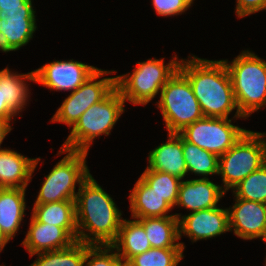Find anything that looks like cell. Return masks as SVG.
<instances>
[{
	"instance_id": "obj_25",
	"label": "cell",
	"mask_w": 266,
	"mask_h": 266,
	"mask_svg": "<svg viewBox=\"0 0 266 266\" xmlns=\"http://www.w3.org/2000/svg\"><path fill=\"white\" fill-rule=\"evenodd\" d=\"M183 157L187 171L204 176L218 174L219 157L209 151L191 144L182 138Z\"/></svg>"
},
{
	"instance_id": "obj_19",
	"label": "cell",
	"mask_w": 266,
	"mask_h": 266,
	"mask_svg": "<svg viewBox=\"0 0 266 266\" xmlns=\"http://www.w3.org/2000/svg\"><path fill=\"white\" fill-rule=\"evenodd\" d=\"M26 188H0V230L12 240L25 215Z\"/></svg>"
},
{
	"instance_id": "obj_24",
	"label": "cell",
	"mask_w": 266,
	"mask_h": 266,
	"mask_svg": "<svg viewBox=\"0 0 266 266\" xmlns=\"http://www.w3.org/2000/svg\"><path fill=\"white\" fill-rule=\"evenodd\" d=\"M24 80L35 82L34 71L27 74L11 72L8 67L0 71V96L3 102L17 115L25 107L29 90Z\"/></svg>"
},
{
	"instance_id": "obj_32",
	"label": "cell",
	"mask_w": 266,
	"mask_h": 266,
	"mask_svg": "<svg viewBox=\"0 0 266 266\" xmlns=\"http://www.w3.org/2000/svg\"><path fill=\"white\" fill-rule=\"evenodd\" d=\"M194 0H152V5L160 16L179 15L189 9Z\"/></svg>"
},
{
	"instance_id": "obj_36",
	"label": "cell",
	"mask_w": 266,
	"mask_h": 266,
	"mask_svg": "<svg viewBox=\"0 0 266 266\" xmlns=\"http://www.w3.org/2000/svg\"><path fill=\"white\" fill-rule=\"evenodd\" d=\"M8 242H9L8 238L0 230V252L3 250V248Z\"/></svg>"
},
{
	"instance_id": "obj_8",
	"label": "cell",
	"mask_w": 266,
	"mask_h": 266,
	"mask_svg": "<svg viewBox=\"0 0 266 266\" xmlns=\"http://www.w3.org/2000/svg\"><path fill=\"white\" fill-rule=\"evenodd\" d=\"M62 153L67 154L45 176L35 204L76 200V183L80 186L90 176L86 165L88 152L60 148L59 154Z\"/></svg>"
},
{
	"instance_id": "obj_29",
	"label": "cell",
	"mask_w": 266,
	"mask_h": 266,
	"mask_svg": "<svg viewBox=\"0 0 266 266\" xmlns=\"http://www.w3.org/2000/svg\"><path fill=\"white\" fill-rule=\"evenodd\" d=\"M234 197L266 203V163L233 188Z\"/></svg>"
},
{
	"instance_id": "obj_30",
	"label": "cell",
	"mask_w": 266,
	"mask_h": 266,
	"mask_svg": "<svg viewBox=\"0 0 266 266\" xmlns=\"http://www.w3.org/2000/svg\"><path fill=\"white\" fill-rule=\"evenodd\" d=\"M84 264L86 266H125L111 245L86 244Z\"/></svg>"
},
{
	"instance_id": "obj_3",
	"label": "cell",
	"mask_w": 266,
	"mask_h": 266,
	"mask_svg": "<svg viewBox=\"0 0 266 266\" xmlns=\"http://www.w3.org/2000/svg\"><path fill=\"white\" fill-rule=\"evenodd\" d=\"M230 74L238 111L247 118L266 106V61L249 50L242 51L230 64Z\"/></svg>"
},
{
	"instance_id": "obj_6",
	"label": "cell",
	"mask_w": 266,
	"mask_h": 266,
	"mask_svg": "<svg viewBox=\"0 0 266 266\" xmlns=\"http://www.w3.org/2000/svg\"><path fill=\"white\" fill-rule=\"evenodd\" d=\"M177 56L168 64L164 59H149L137 63L132 74L116 76V88L124 101L133 105H146L161 91L179 66Z\"/></svg>"
},
{
	"instance_id": "obj_20",
	"label": "cell",
	"mask_w": 266,
	"mask_h": 266,
	"mask_svg": "<svg viewBox=\"0 0 266 266\" xmlns=\"http://www.w3.org/2000/svg\"><path fill=\"white\" fill-rule=\"evenodd\" d=\"M35 15H16L0 19V50L16 51L28 44L36 31Z\"/></svg>"
},
{
	"instance_id": "obj_31",
	"label": "cell",
	"mask_w": 266,
	"mask_h": 266,
	"mask_svg": "<svg viewBox=\"0 0 266 266\" xmlns=\"http://www.w3.org/2000/svg\"><path fill=\"white\" fill-rule=\"evenodd\" d=\"M16 15H35L32 0H0V19Z\"/></svg>"
},
{
	"instance_id": "obj_23",
	"label": "cell",
	"mask_w": 266,
	"mask_h": 266,
	"mask_svg": "<svg viewBox=\"0 0 266 266\" xmlns=\"http://www.w3.org/2000/svg\"><path fill=\"white\" fill-rule=\"evenodd\" d=\"M145 229L152 248H183L179 238V220L176 216L136 219Z\"/></svg>"
},
{
	"instance_id": "obj_22",
	"label": "cell",
	"mask_w": 266,
	"mask_h": 266,
	"mask_svg": "<svg viewBox=\"0 0 266 266\" xmlns=\"http://www.w3.org/2000/svg\"><path fill=\"white\" fill-rule=\"evenodd\" d=\"M126 264L135 255L151 249L144 227L137 220L123 219L116 240L111 244Z\"/></svg>"
},
{
	"instance_id": "obj_33",
	"label": "cell",
	"mask_w": 266,
	"mask_h": 266,
	"mask_svg": "<svg viewBox=\"0 0 266 266\" xmlns=\"http://www.w3.org/2000/svg\"><path fill=\"white\" fill-rule=\"evenodd\" d=\"M235 13L238 18L266 10V0H237Z\"/></svg>"
},
{
	"instance_id": "obj_14",
	"label": "cell",
	"mask_w": 266,
	"mask_h": 266,
	"mask_svg": "<svg viewBox=\"0 0 266 266\" xmlns=\"http://www.w3.org/2000/svg\"><path fill=\"white\" fill-rule=\"evenodd\" d=\"M226 192L209 178L182 181L175 206L185 207L192 212L218 207Z\"/></svg>"
},
{
	"instance_id": "obj_17",
	"label": "cell",
	"mask_w": 266,
	"mask_h": 266,
	"mask_svg": "<svg viewBox=\"0 0 266 266\" xmlns=\"http://www.w3.org/2000/svg\"><path fill=\"white\" fill-rule=\"evenodd\" d=\"M148 164L146 169L169 173L182 180L188 173L182 137L178 133H168V141L149 152Z\"/></svg>"
},
{
	"instance_id": "obj_5",
	"label": "cell",
	"mask_w": 266,
	"mask_h": 266,
	"mask_svg": "<svg viewBox=\"0 0 266 266\" xmlns=\"http://www.w3.org/2000/svg\"><path fill=\"white\" fill-rule=\"evenodd\" d=\"M266 133L247 130L239 140L219 156L218 175L226 192L266 163Z\"/></svg>"
},
{
	"instance_id": "obj_4",
	"label": "cell",
	"mask_w": 266,
	"mask_h": 266,
	"mask_svg": "<svg viewBox=\"0 0 266 266\" xmlns=\"http://www.w3.org/2000/svg\"><path fill=\"white\" fill-rule=\"evenodd\" d=\"M125 101L115 88L101 102L90 106L74 124L61 148L88 152L93 140L110 134L111 129L124 112Z\"/></svg>"
},
{
	"instance_id": "obj_18",
	"label": "cell",
	"mask_w": 266,
	"mask_h": 266,
	"mask_svg": "<svg viewBox=\"0 0 266 266\" xmlns=\"http://www.w3.org/2000/svg\"><path fill=\"white\" fill-rule=\"evenodd\" d=\"M129 200L131 216L134 219L175 216V214L167 215L173 207L141 178L135 183L129 194Z\"/></svg>"
},
{
	"instance_id": "obj_1",
	"label": "cell",
	"mask_w": 266,
	"mask_h": 266,
	"mask_svg": "<svg viewBox=\"0 0 266 266\" xmlns=\"http://www.w3.org/2000/svg\"><path fill=\"white\" fill-rule=\"evenodd\" d=\"M75 204L77 241L111 245L118 236L122 213L91 174L79 186Z\"/></svg>"
},
{
	"instance_id": "obj_35",
	"label": "cell",
	"mask_w": 266,
	"mask_h": 266,
	"mask_svg": "<svg viewBox=\"0 0 266 266\" xmlns=\"http://www.w3.org/2000/svg\"><path fill=\"white\" fill-rule=\"evenodd\" d=\"M12 130L11 125L9 122L4 120H0V146L5 138V136ZM0 150L2 148L0 147Z\"/></svg>"
},
{
	"instance_id": "obj_13",
	"label": "cell",
	"mask_w": 266,
	"mask_h": 266,
	"mask_svg": "<svg viewBox=\"0 0 266 266\" xmlns=\"http://www.w3.org/2000/svg\"><path fill=\"white\" fill-rule=\"evenodd\" d=\"M235 202L228 209L229 230L245 240L260 238L264 241L265 203L236 197Z\"/></svg>"
},
{
	"instance_id": "obj_7",
	"label": "cell",
	"mask_w": 266,
	"mask_h": 266,
	"mask_svg": "<svg viewBox=\"0 0 266 266\" xmlns=\"http://www.w3.org/2000/svg\"><path fill=\"white\" fill-rule=\"evenodd\" d=\"M157 103L168 133H178L204 117L188 78L179 69L162 87Z\"/></svg>"
},
{
	"instance_id": "obj_28",
	"label": "cell",
	"mask_w": 266,
	"mask_h": 266,
	"mask_svg": "<svg viewBox=\"0 0 266 266\" xmlns=\"http://www.w3.org/2000/svg\"><path fill=\"white\" fill-rule=\"evenodd\" d=\"M183 248H151L132 257L125 266H177L183 259Z\"/></svg>"
},
{
	"instance_id": "obj_10",
	"label": "cell",
	"mask_w": 266,
	"mask_h": 266,
	"mask_svg": "<svg viewBox=\"0 0 266 266\" xmlns=\"http://www.w3.org/2000/svg\"><path fill=\"white\" fill-rule=\"evenodd\" d=\"M115 73L98 69L79 88L73 91L58 108L51 122H60L73 127L80 116L92 105L101 102L116 88V77L102 78Z\"/></svg>"
},
{
	"instance_id": "obj_26",
	"label": "cell",
	"mask_w": 266,
	"mask_h": 266,
	"mask_svg": "<svg viewBox=\"0 0 266 266\" xmlns=\"http://www.w3.org/2000/svg\"><path fill=\"white\" fill-rule=\"evenodd\" d=\"M37 256L29 266H85L86 244L76 241L67 248L38 253Z\"/></svg>"
},
{
	"instance_id": "obj_9",
	"label": "cell",
	"mask_w": 266,
	"mask_h": 266,
	"mask_svg": "<svg viewBox=\"0 0 266 266\" xmlns=\"http://www.w3.org/2000/svg\"><path fill=\"white\" fill-rule=\"evenodd\" d=\"M231 120L219 117H203L184 127L178 134L189 143L219 157L247 131L232 124Z\"/></svg>"
},
{
	"instance_id": "obj_16",
	"label": "cell",
	"mask_w": 266,
	"mask_h": 266,
	"mask_svg": "<svg viewBox=\"0 0 266 266\" xmlns=\"http://www.w3.org/2000/svg\"><path fill=\"white\" fill-rule=\"evenodd\" d=\"M40 159L11 149L0 150V188H26Z\"/></svg>"
},
{
	"instance_id": "obj_12",
	"label": "cell",
	"mask_w": 266,
	"mask_h": 266,
	"mask_svg": "<svg viewBox=\"0 0 266 266\" xmlns=\"http://www.w3.org/2000/svg\"><path fill=\"white\" fill-rule=\"evenodd\" d=\"M175 216L179 220V238L183 233L193 242L216 237L230 231L228 208L214 207L189 213L187 216L181 217V214H175Z\"/></svg>"
},
{
	"instance_id": "obj_2",
	"label": "cell",
	"mask_w": 266,
	"mask_h": 266,
	"mask_svg": "<svg viewBox=\"0 0 266 266\" xmlns=\"http://www.w3.org/2000/svg\"><path fill=\"white\" fill-rule=\"evenodd\" d=\"M178 69L188 78L204 117L244 118L236 105L230 74L223 60L192 56L179 61Z\"/></svg>"
},
{
	"instance_id": "obj_15",
	"label": "cell",
	"mask_w": 266,
	"mask_h": 266,
	"mask_svg": "<svg viewBox=\"0 0 266 266\" xmlns=\"http://www.w3.org/2000/svg\"><path fill=\"white\" fill-rule=\"evenodd\" d=\"M74 242L76 240L64 228L38 222L31 216L29 230L22 245L33 257L38 253L67 248Z\"/></svg>"
},
{
	"instance_id": "obj_27",
	"label": "cell",
	"mask_w": 266,
	"mask_h": 266,
	"mask_svg": "<svg viewBox=\"0 0 266 266\" xmlns=\"http://www.w3.org/2000/svg\"><path fill=\"white\" fill-rule=\"evenodd\" d=\"M140 178L172 207L176 205L181 179L152 169H145Z\"/></svg>"
},
{
	"instance_id": "obj_11",
	"label": "cell",
	"mask_w": 266,
	"mask_h": 266,
	"mask_svg": "<svg viewBox=\"0 0 266 266\" xmlns=\"http://www.w3.org/2000/svg\"><path fill=\"white\" fill-rule=\"evenodd\" d=\"M99 68L82 62L53 61L34 70L35 82L55 91H75Z\"/></svg>"
},
{
	"instance_id": "obj_34",
	"label": "cell",
	"mask_w": 266,
	"mask_h": 266,
	"mask_svg": "<svg viewBox=\"0 0 266 266\" xmlns=\"http://www.w3.org/2000/svg\"><path fill=\"white\" fill-rule=\"evenodd\" d=\"M16 114L8 107L7 102H3L0 96V120L10 122Z\"/></svg>"
},
{
	"instance_id": "obj_37",
	"label": "cell",
	"mask_w": 266,
	"mask_h": 266,
	"mask_svg": "<svg viewBox=\"0 0 266 266\" xmlns=\"http://www.w3.org/2000/svg\"><path fill=\"white\" fill-rule=\"evenodd\" d=\"M264 241L266 242V203H265V226H264Z\"/></svg>"
},
{
	"instance_id": "obj_21",
	"label": "cell",
	"mask_w": 266,
	"mask_h": 266,
	"mask_svg": "<svg viewBox=\"0 0 266 266\" xmlns=\"http://www.w3.org/2000/svg\"><path fill=\"white\" fill-rule=\"evenodd\" d=\"M32 211L38 222L62 227L77 241L75 200L34 204Z\"/></svg>"
}]
</instances>
